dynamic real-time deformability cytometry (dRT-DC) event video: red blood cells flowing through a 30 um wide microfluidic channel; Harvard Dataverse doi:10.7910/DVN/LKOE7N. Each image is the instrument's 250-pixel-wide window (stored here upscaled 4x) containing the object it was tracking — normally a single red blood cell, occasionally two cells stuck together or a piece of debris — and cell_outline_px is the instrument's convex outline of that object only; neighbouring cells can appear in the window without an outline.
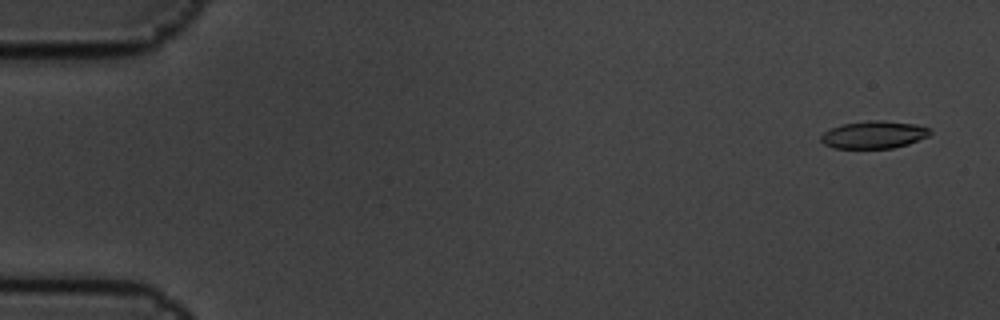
{"species": "common noctule bat (a hibernating species)", "species_latin": "Nyctalus noctula", "temperature_condition": "cold", "stored_images_in_passage": 5, "camera_frame_rate_fps": 3000, "um_per_image_px": 0.085, "animal": {"sex": "male", "body_mass_g": 19.5, "forearm_length_mm": 54.6}, "frame": {"image": 1, "passage_image": 1, "time_ms": 0.0, "image_size_px": [1000, 320], "cell_outline_px": [[932, 132], [928, 136], [908, 144], [892, 148], [832, 148], [824, 144], [820, 140], [820, 136], [824, 132], [840, 124], [868, 120], [884, 120], [912, 124], [928, 128]], "centroid_in_image_um": [74.23, 11.45], "position_along_channel_um": 10.8, "area_um2": 17.46}}
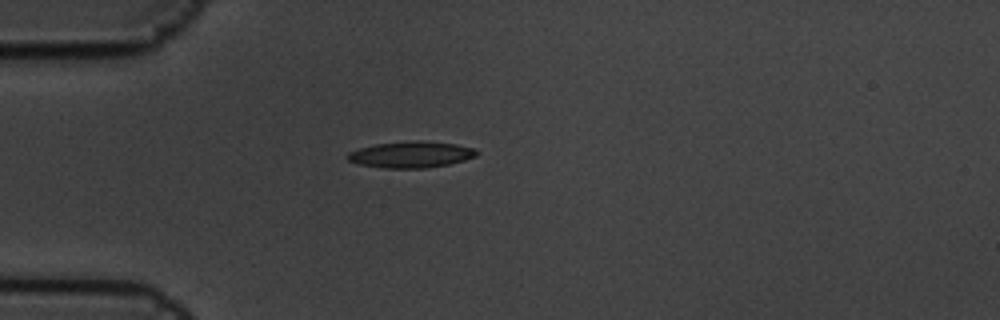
{"frame": {"image": 2, "passage_image": 5, "time_ms": 1.333, "image_size_px": [1000, 320], "cell_outline_px": [[480, 152], [476, 156], [464, 160], [448, 164], [428, 168], [384, 168], [360, 164], [348, 160], [344, 156], [348, 152], [360, 148], [376, 144], [416, 140], [420, 140], [456, 144], [476, 148]], "centroid_in_image_um": [34.96, 13.13], "position_along_channel_um": 50.0, "area_um2": 19.88}}